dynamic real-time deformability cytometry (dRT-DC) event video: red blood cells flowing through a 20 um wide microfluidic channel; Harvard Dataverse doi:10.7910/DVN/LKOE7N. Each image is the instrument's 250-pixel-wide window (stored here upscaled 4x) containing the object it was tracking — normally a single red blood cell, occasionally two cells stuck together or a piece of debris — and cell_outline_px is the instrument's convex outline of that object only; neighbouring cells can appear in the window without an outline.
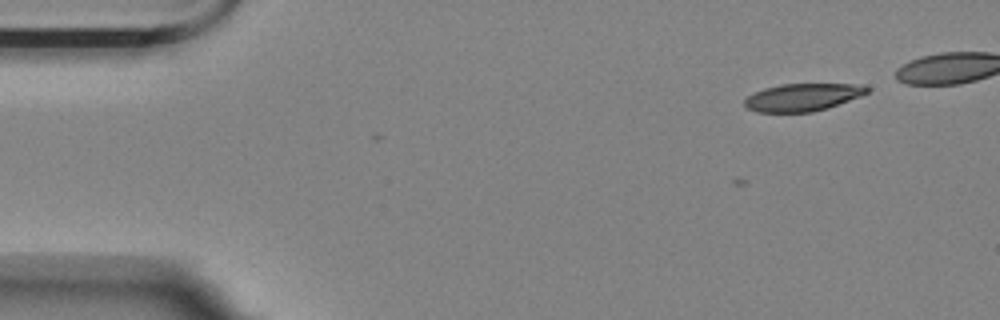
{"species": "Egyptian fruit bat (a non-hibernating species)", "species_latin": "Rousettus aegyptiacus", "temperature_condition": "room temperature", "stored_images_in_passage": 3, "camera_frame_rate_fps": 3000, "um_per_image_px": 0.085, "animal": {"sex": "female"}, "frame": {"image": 1, "passage_image": 1, "time_ms": 0.0, "image_size_px": [1000, 320], "cell_outline_px": [[868, 92], [860, 96], [828, 108], [812, 112], [756, 112], [748, 108], [744, 104], [744, 100], [748, 96], [764, 88], [780, 84], [852, 84], [868, 88]], "centroid_in_image_um": [68.18, 8.27], "position_along_channel_um": 16.8, "area_um2": 19.42}}